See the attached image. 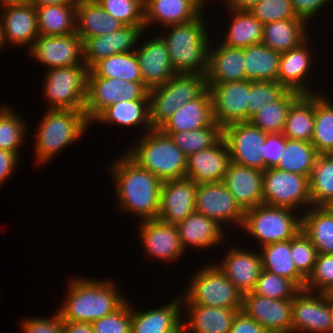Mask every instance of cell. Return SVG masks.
I'll list each match as a JSON object with an SVG mask.
<instances>
[{
  "label": "cell",
  "instance_id": "obj_18",
  "mask_svg": "<svg viewBox=\"0 0 333 333\" xmlns=\"http://www.w3.org/2000/svg\"><path fill=\"white\" fill-rule=\"evenodd\" d=\"M197 184L187 178L162 182L157 219L177 225L195 211Z\"/></svg>",
  "mask_w": 333,
  "mask_h": 333
},
{
  "label": "cell",
  "instance_id": "obj_61",
  "mask_svg": "<svg viewBox=\"0 0 333 333\" xmlns=\"http://www.w3.org/2000/svg\"><path fill=\"white\" fill-rule=\"evenodd\" d=\"M63 333H94L91 323L63 321Z\"/></svg>",
  "mask_w": 333,
  "mask_h": 333
},
{
  "label": "cell",
  "instance_id": "obj_43",
  "mask_svg": "<svg viewBox=\"0 0 333 333\" xmlns=\"http://www.w3.org/2000/svg\"><path fill=\"white\" fill-rule=\"evenodd\" d=\"M318 156L319 153L310 142L285 137V150L276 168L310 177Z\"/></svg>",
  "mask_w": 333,
  "mask_h": 333
},
{
  "label": "cell",
  "instance_id": "obj_49",
  "mask_svg": "<svg viewBox=\"0 0 333 333\" xmlns=\"http://www.w3.org/2000/svg\"><path fill=\"white\" fill-rule=\"evenodd\" d=\"M101 7L123 25L145 30L144 0H97Z\"/></svg>",
  "mask_w": 333,
  "mask_h": 333
},
{
  "label": "cell",
  "instance_id": "obj_40",
  "mask_svg": "<svg viewBox=\"0 0 333 333\" xmlns=\"http://www.w3.org/2000/svg\"><path fill=\"white\" fill-rule=\"evenodd\" d=\"M232 12L230 25L227 27L225 46L245 48L262 43L263 24L249 10H229Z\"/></svg>",
  "mask_w": 333,
  "mask_h": 333
},
{
  "label": "cell",
  "instance_id": "obj_50",
  "mask_svg": "<svg viewBox=\"0 0 333 333\" xmlns=\"http://www.w3.org/2000/svg\"><path fill=\"white\" fill-rule=\"evenodd\" d=\"M286 91L278 81H249L248 122L262 108L277 101Z\"/></svg>",
  "mask_w": 333,
  "mask_h": 333
},
{
  "label": "cell",
  "instance_id": "obj_36",
  "mask_svg": "<svg viewBox=\"0 0 333 333\" xmlns=\"http://www.w3.org/2000/svg\"><path fill=\"white\" fill-rule=\"evenodd\" d=\"M301 214V231L318 254H333V214L325 206H311Z\"/></svg>",
  "mask_w": 333,
  "mask_h": 333
},
{
  "label": "cell",
  "instance_id": "obj_15",
  "mask_svg": "<svg viewBox=\"0 0 333 333\" xmlns=\"http://www.w3.org/2000/svg\"><path fill=\"white\" fill-rule=\"evenodd\" d=\"M195 211L212 218L222 226L224 223L237 224L241 229L244 222L245 211L223 182L197 184Z\"/></svg>",
  "mask_w": 333,
  "mask_h": 333
},
{
  "label": "cell",
  "instance_id": "obj_59",
  "mask_svg": "<svg viewBox=\"0 0 333 333\" xmlns=\"http://www.w3.org/2000/svg\"><path fill=\"white\" fill-rule=\"evenodd\" d=\"M291 3L297 17L309 22L329 2L327 0H291Z\"/></svg>",
  "mask_w": 333,
  "mask_h": 333
},
{
  "label": "cell",
  "instance_id": "obj_31",
  "mask_svg": "<svg viewBox=\"0 0 333 333\" xmlns=\"http://www.w3.org/2000/svg\"><path fill=\"white\" fill-rule=\"evenodd\" d=\"M175 226L184 251L188 246L209 249L224 240L222 225L196 211Z\"/></svg>",
  "mask_w": 333,
  "mask_h": 333
},
{
  "label": "cell",
  "instance_id": "obj_17",
  "mask_svg": "<svg viewBox=\"0 0 333 333\" xmlns=\"http://www.w3.org/2000/svg\"><path fill=\"white\" fill-rule=\"evenodd\" d=\"M293 299H271L249 292L243 295L242 311L270 333H291Z\"/></svg>",
  "mask_w": 333,
  "mask_h": 333
},
{
  "label": "cell",
  "instance_id": "obj_6",
  "mask_svg": "<svg viewBox=\"0 0 333 333\" xmlns=\"http://www.w3.org/2000/svg\"><path fill=\"white\" fill-rule=\"evenodd\" d=\"M207 89L206 75L176 74L165 84L148 90L150 123L158 129L173 113Z\"/></svg>",
  "mask_w": 333,
  "mask_h": 333
},
{
  "label": "cell",
  "instance_id": "obj_53",
  "mask_svg": "<svg viewBox=\"0 0 333 333\" xmlns=\"http://www.w3.org/2000/svg\"><path fill=\"white\" fill-rule=\"evenodd\" d=\"M304 290L312 293H330L333 290V254H317Z\"/></svg>",
  "mask_w": 333,
  "mask_h": 333
},
{
  "label": "cell",
  "instance_id": "obj_33",
  "mask_svg": "<svg viewBox=\"0 0 333 333\" xmlns=\"http://www.w3.org/2000/svg\"><path fill=\"white\" fill-rule=\"evenodd\" d=\"M124 26L108 14L97 1L76 4V34L83 43L92 37L112 33Z\"/></svg>",
  "mask_w": 333,
  "mask_h": 333
},
{
  "label": "cell",
  "instance_id": "obj_7",
  "mask_svg": "<svg viewBox=\"0 0 333 333\" xmlns=\"http://www.w3.org/2000/svg\"><path fill=\"white\" fill-rule=\"evenodd\" d=\"M188 286L186 294H182V303L242 309L243 294L215 263L202 266L193 274Z\"/></svg>",
  "mask_w": 333,
  "mask_h": 333
},
{
  "label": "cell",
  "instance_id": "obj_52",
  "mask_svg": "<svg viewBox=\"0 0 333 333\" xmlns=\"http://www.w3.org/2000/svg\"><path fill=\"white\" fill-rule=\"evenodd\" d=\"M291 258L297 271L307 279L312 273L317 258V250L310 239L299 231L290 240Z\"/></svg>",
  "mask_w": 333,
  "mask_h": 333
},
{
  "label": "cell",
  "instance_id": "obj_68",
  "mask_svg": "<svg viewBox=\"0 0 333 333\" xmlns=\"http://www.w3.org/2000/svg\"><path fill=\"white\" fill-rule=\"evenodd\" d=\"M74 3H79V2H89V1H97V0H73Z\"/></svg>",
  "mask_w": 333,
  "mask_h": 333
},
{
  "label": "cell",
  "instance_id": "obj_55",
  "mask_svg": "<svg viewBox=\"0 0 333 333\" xmlns=\"http://www.w3.org/2000/svg\"><path fill=\"white\" fill-rule=\"evenodd\" d=\"M94 333H131V305L128 300L112 314L91 323Z\"/></svg>",
  "mask_w": 333,
  "mask_h": 333
},
{
  "label": "cell",
  "instance_id": "obj_10",
  "mask_svg": "<svg viewBox=\"0 0 333 333\" xmlns=\"http://www.w3.org/2000/svg\"><path fill=\"white\" fill-rule=\"evenodd\" d=\"M263 204L292 210L312 206L309 177L269 168L263 171Z\"/></svg>",
  "mask_w": 333,
  "mask_h": 333
},
{
  "label": "cell",
  "instance_id": "obj_24",
  "mask_svg": "<svg viewBox=\"0 0 333 333\" xmlns=\"http://www.w3.org/2000/svg\"><path fill=\"white\" fill-rule=\"evenodd\" d=\"M203 0H144L145 31L152 24L168 27L196 19L204 12Z\"/></svg>",
  "mask_w": 333,
  "mask_h": 333
},
{
  "label": "cell",
  "instance_id": "obj_67",
  "mask_svg": "<svg viewBox=\"0 0 333 333\" xmlns=\"http://www.w3.org/2000/svg\"><path fill=\"white\" fill-rule=\"evenodd\" d=\"M333 214V200L325 206Z\"/></svg>",
  "mask_w": 333,
  "mask_h": 333
},
{
  "label": "cell",
  "instance_id": "obj_48",
  "mask_svg": "<svg viewBox=\"0 0 333 333\" xmlns=\"http://www.w3.org/2000/svg\"><path fill=\"white\" fill-rule=\"evenodd\" d=\"M14 112L7 105L0 108V149L19 155L20 146L25 142L27 124Z\"/></svg>",
  "mask_w": 333,
  "mask_h": 333
},
{
  "label": "cell",
  "instance_id": "obj_65",
  "mask_svg": "<svg viewBox=\"0 0 333 333\" xmlns=\"http://www.w3.org/2000/svg\"><path fill=\"white\" fill-rule=\"evenodd\" d=\"M327 298H328L329 303H330V311H331V316H332V325H331V328H330V333H333V294L327 293Z\"/></svg>",
  "mask_w": 333,
  "mask_h": 333
},
{
  "label": "cell",
  "instance_id": "obj_26",
  "mask_svg": "<svg viewBox=\"0 0 333 333\" xmlns=\"http://www.w3.org/2000/svg\"><path fill=\"white\" fill-rule=\"evenodd\" d=\"M182 299L160 308L135 311L131 305V333H182Z\"/></svg>",
  "mask_w": 333,
  "mask_h": 333
},
{
  "label": "cell",
  "instance_id": "obj_1",
  "mask_svg": "<svg viewBox=\"0 0 333 333\" xmlns=\"http://www.w3.org/2000/svg\"><path fill=\"white\" fill-rule=\"evenodd\" d=\"M110 164L120 210L137 215L140 221L158 217L162 181L140 167L125 153Z\"/></svg>",
  "mask_w": 333,
  "mask_h": 333
},
{
  "label": "cell",
  "instance_id": "obj_57",
  "mask_svg": "<svg viewBox=\"0 0 333 333\" xmlns=\"http://www.w3.org/2000/svg\"><path fill=\"white\" fill-rule=\"evenodd\" d=\"M284 150L285 136L282 133L267 134L263 154L264 170L276 168Z\"/></svg>",
  "mask_w": 333,
  "mask_h": 333
},
{
  "label": "cell",
  "instance_id": "obj_32",
  "mask_svg": "<svg viewBox=\"0 0 333 333\" xmlns=\"http://www.w3.org/2000/svg\"><path fill=\"white\" fill-rule=\"evenodd\" d=\"M209 50L207 84L245 80L244 48L219 46Z\"/></svg>",
  "mask_w": 333,
  "mask_h": 333
},
{
  "label": "cell",
  "instance_id": "obj_22",
  "mask_svg": "<svg viewBox=\"0 0 333 333\" xmlns=\"http://www.w3.org/2000/svg\"><path fill=\"white\" fill-rule=\"evenodd\" d=\"M262 176V170L230 161L222 182L246 211L263 204Z\"/></svg>",
  "mask_w": 333,
  "mask_h": 333
},
{
  "label": "cell",
  "instance_id": "obj_47",
  "mask_svg": "<svg viewBox=\"0 0 333 333\" xmlns=\"http://www.w3.org/2000/svg\"><path fill=\"white\" fill-rule=\"evenodd\" d=\"M173 140L188 157L215 145L223 137V129L214 121L210 126L185 132H162Z\"/></svg>",
  "mask_w": 333,
  "mask_h": 333
},
{
  "label": "cell",
  "instance_id": "obj_42",
  "mask_svg": "<svg viewBox=\"0 0 333 333\" xmlns=\"http://www.w3.org/2000/svg\"><path fill=\"white\" fill-rule=\"evenodd\" d=\"M87 76L142 82L140 66L135 51L114 54L99 60L88 70Z\"/></svg>",
  "mask_w": 333,
  "mask_h": 333
},
{
  "label": "cell",
  "instance_id": "obj_27",
  "mask_svg": "<svg viewBox=\"0 0 333 333\" xmlns=\"http://www.w3.org/2000/svg\"><path fill=\"white\" fill-rule=\"evenodd\" d=\"M0 13L6 44L30 49L39 36L35 7L28 3L6 6Z\"/></svg>",
  "mask_w": 333,
  "mask_h": 333
},
{
  "label": "cell",
  "instance_id": "obj_44",
  "mask_svg": "<svg viewBox=\"0 0 333 333\" xmlns=\"http://www.w3.org/2000/svg\"><path fill=\"white\" fill-rule=\"evenodd\" d=\"M320 92L314 94V129L311 144L319 154L333 153V103ZM325 96V97H324Z\"/></svg>",
  "mask_w": 333,
  "mask_h": 333
},
{
  "label": "cell",
  "instance_id": "obj_60",
  "mask_svg": "<svg viewBox=\"0 0 333 333\" xmlns=\"http://www.w3.org/2000/svg\"><path fill=\"white\" fill-rule=\"evenodd\" d=\"M19 160L17 153L0 149V186L13 174Z\"/></svg>",
  "mask_w": 333,
  "mask_h": 333
},
{
  "label": "cell",
  "instance_id": "obj_45",
  "mask_svg": "<svg viewBox=\"0 0 333 333\" xmlns=\"http://www.w3.org/2000/svg\"><path fill=\"white\" fill-rule=\"evenodd\" d=\"M309 184L312 206H326L333 200V153L319 154Z\"/></svg>",
  "mask_w": 333,
  "mask_h": 333
},
{
  "label": "cell",
  "instance_id": "obj_11",
  "mask_svg": "<svg viewBox=\"0 0 333 333\" xmlns=\"http://www.w3.org/2000/svg\"><path fill=\"white\" fill-rule=\"evenodd\" d=\"M148 88L143 82H131L118 78L87 76L86 103L87 120H93L108 106L120 101L149 99Z\"/></svg>",
  "mask_w": 333,
  "mask_h": 333
},
{
  "label": "cell",
  "instance_id": "obj_12",
  "mask_svg": "<svg viewBox=\"0 0 333 333\" xmlns=\"http://www.w3.org/2000/svg\"><path fill=\"white\" fill-rule=\"evenodd\" d=\"M212 98L214 121L223 129L248 122L249 80L207 84Z\"/></svg>",
  "mask_w": 333,
  "mask_h": 333
},
{
  "label": "cell",
  "instance_id": "obj_29",
  "mask_svg": "<svg viewBox=\"0 0 333 333\" xmlns=\"http://www.w3.org/2000/svg\"><path fill=\"white\" fill-rule=\"evenodd\" d=\"M182 306L187 308L186 318L182 315V333H229L234 316L241 310L192 303Z\"/></svg>",
  "mask_w": 333,
  "mask_h": 333
},
{
  "label": "cell",
  "instance_id": "obj_23",
  "mask_svg": "<svg viewBox=\"0 0 333 333\" xmlns=\"http://www.w3.org/2000/svg\"><path fill=\"white\" fill-rule=\"evenodd\" d=\"M229 163V149L222 137L212 147L187 157L186 177L196 184L222 182Z\"/></svg>",
  "mask_w": 333,
  "mask_h": 333
},
{
  "label": "cell",
  "instance_id": "obj_21",
  "mask_svg": "<svg viewBox=\"0 0 333 333\" xmlns=\"http://www.w3.org/2000/svg\"><path fill=\"white\" fill-rule=\"evenodd\" d=\"M143 33L139 26L124 25L112 33L87 39L83 43L86 67L90 69L99 60L114 54L135 51Z\"/></svg>",
  "mask_w": 333,
  "mask_h": 333
},
{
  "label": "cell",
  "instance_id": "obj_3",
  "mask_svg": "<svg viewBox=\"0 0 333 333\" xmlns=\"http://www.w3.org/2000/svg\"><path fill=\"white\" fill-rule=\"evenodd\" d=\"M200 14L196 19L167 27L169 33L159 36L165 43L177 74L206 75L210 39L205 21Z\"/></svg>",
  "mask_w": 333,
  "mask_h": 333
},
{
  "label": "cell",
  "instance_id": "obj_39",
  "mask_svg": "<svg viewBox=\"0 0 333 333\" xmlns=\"http://www.w3.org/2000/svg\"><path fill=\"white\" fill-rule=\"evenodd\" d=\"M263 270L283 276L304 290L306 279L297 271L290 252V240L264 245L260 248Z\"/></svg>",
  "mask_w": 333,
  "mask_h": 333
},
{
  "label": "cell",
  "instance_id": "obj_19",
  "mask_svg": "<svg viewBox=\"0 0 333 333\" xmlns=\"http://www.w3.org/2000/svg\"><path fill=\"white\" fill-rule=\"evenodd\" d=\"M140 242L145 254L153 260L174 262L185 252L175 225L164 223L158 219L140 221Z\"/></svg>",
  "mask_w": 333,
  "mask_h": 333
},
{
  "label": "cell",
  "instance_id": "obj_56",
  "mask_svg": "<svg viewBox=\"0 0 333 333\" xmlns=\"http://www.w3.org/2000/svg\"><path fill=\"white\" fill-rule=\"evenodd\" d=\"M50 318L33 317L24 319L20 324L23 333H63V321L56 311Z\"/></svg>",
  "mask_w": 333,
  "mask_h": 333
},
{
  "label": "cell",
  "instance_id": "obj_34",
  "mask_svg": "<svg viewBox=\"0 0 333 333\" xmlns=\"http://www.w3.org/2000/svg\"><path fill=\"white\" fill-rule=\"evenodd\" d=\"M308 22L302 18L286 19L264 24L262 43L283 53L299 46L308 37Z\"/></svg>",
  "mask_w": 333,
  "mask_h": 333
},
{
  "label": "cell",
  "instance_id": "obj_54",
  "mask_svg": "<svg viewBox=\"0 0 333 333\" xmlns=\"http://www.w3.org/2000/svg\"><path fill=\"white\" fill-rule=\"evenodd\" d=\"M249 11L264 25L286 19L299 18L291 0H260Z\"/></svg>",
  "mask_w": 333,
  "mask_h": 333
},
{
  "label": "cell",
  "instance_id": "obj_20",
  "mask_svg": "<svg viewBox=\"0 0 333 333\" xmlns=\"http://www.w3.org/2000/svg\"><path fill=\"white\" fill-rule=\"evenodd\" d=\"M141 45L135 52L142 82L148 89L165 84L177 74L166 45L159 36L152 37Z\"/></svg>",
  "mask_w": 333,
  "mask_h": 333
},
{
  "label": "cell",
  "instance_id": "obj_16",
  "mask_svg": "<svg viewBox=\"0 0 333 333\" xmlns=\"http://www.w3.org/2000/svg\"><path fill=\"white\" fill-rule=\"evenodd\" d=\"M331 325L332 316L327 293L300 290L294 296L291 333H330Z\"/></svg>",
  "mask_w": 333,
  "mask_h": 333
},
{
  "label": "cell",
  "instance_id": "obj_62",
  "mask_svg": "<svg viewBox=\"0 0 333 333\" xmlns=\"http://www.w3.org/2000/svg\"><path fill=\"white\" fill-rule=\"evenodd\" d=\"M223 3L227 4V9L229 10H249L260 0H222ZM229 5V6H228Z\"/></svg>",
  "mask_w": 333,
  "mask_h": 333
},
{
  "label": "cell",
  "instance_id": "obj_51",
  "mask_svg": "<svg viewBox=\"0 0 333 333\" xmlns=\"http://www.w3.org/2000/svg\"><path fill=\"white\" fill-rule=\"evenodd\" d=\"M300 289L289 279L262 270L253 293L271 299H293Z\"/></svg>",
  "mask_w": 333,
  "mask_h": 333
},
{
  "label": "cell",
  "instance_id": "obj_41",
  "mask_svg": "<svg viewBox=\"0 0 333 333\" xmlns=\"http://www.w3.org/2000/svg\"><path fill=\"white\" fill-rule=\"evenodd\" d=\"M39 34L67 35L76 32V5L35 7Z\"/></svg>",
  "mask_w": 333,
  "mask_h": 333
},
{
  "label": "cell",
  "instance_id": "obj_25",
  "mask_svg": "<svg viewBox=\"0 0 333 333\" xmlns=\"http://www.w3.org/2000/svg\"><path fill=\"white\" fill-rule=\"evenodd\" d=\"M231 247L221 264H216L233 285L244 295L252 292L263 270L260 253Z\"/></svg>",
  "mask_w": 333,
  "mask_h": 333
},
{
  "label": "cell",
  "instance_id": "obj_63",
  "mask_svg": "<svg viewBox=\"0 0 333 333\" xmlns=\"http://www.w3.org/2000/svg\"><path fill=\"white\" fill-rule=\"evenodd\" d=\"M27 3L34 7L46 5H76L73 0H28Z\"/></svg>",
  "mask_w": 333,
  "mask_h": 333
},
{
  "label": "cell",
  "instance_id": "obj_28",
  "mask_svg": "<svg viewBox=\"0 0 333 333\" xmlns=\"http://www.w3.org/2000/svg\"><path fill=\"white\" fill-rule=\"evenodd\" d=\"M309 38L299 46L281 53L277 81L286 89L300 94H316L305 81L312 64V53L307 49ZM312 57V58H311Z\"/></svg>",
  "mask_w": 333,
  "mask_h": 333
},
{
  "label": "cell",
  "instance_id": "obj_30",
  "mask_svg": "<svg viewBox=\"0 0 333 333\" xmlns=\"http://www.w3.org/2000/svg\"><path fill=\"white\" fill-rule=\"evenodd\" d=\"M213 122L212 98L207 88L199 97L181 106L158 129L185 132L208 127Z\"/></svg>",
  "mask_w": 333,
  "mask_h": 333
},
{
  "label": "cell",
  "instance_id": "obj_37",
  "mask_svg": "<svg viewBox=\"0 0 333 333\" xmlns=\"http://www.w3.org/2000/svg\"><path fill=\"white\" fill-rule=\"evenodd\" d=\"M281 53L263 43L244 48L245 79L249 81H277Z\"/></svg>",
  "mask_w": 333,
  "mask_h": 333
},
{
  "label": "cell",
  "instance_id": "obj_13",
  "mask_svg": "<svg viewBox=\"0 0 333 333\" xmlns=\"http://www.w3.org/2000/svg\"><path fill=\"white\" fill-rule=\"evenodd\" d=\"M29 56L48 69L85 65L83 41L76 32L67 35H42L35 39Z\"/></svg>",
  "mask_w": 333,
  "mask_h": 333
},
{
  "label": "cell",
  "instance_id": "obj_8",
  "mask_svg": "<svg viewBox=\"0 0 333 333\" xmlns=\"http://www.w3.org/2000/svg\"><path fill=\"white\" fill-rule=\"evenodd\" d=\"M295 210L260 204L245 211L243 232L262 246L291 240L301 230V215Z\"/></svg>",
  "mask_w": 333,
  "mask_h": 333
},
{
  "label": "cell",
  "instance_id": "obj_9",
  "mask_svg": "<svg viewBox=\"0 0 333 333\" xmlns=\"http://www.w3.org/2000/svg\"><path fill=\"white\" fill-rule=\"evenodd\" d=\"M88 70L86 65H75L46 71L42 90L48 109L84 110Z\"/></svg>",
  "mask_w": 333,
  "mask_h": 333
},
{
  "label": "cell",
  "instance_id": "obj_58",
  "mask_svg": "<svg viewBox=\"0 0 333 333\" xmlns=\"http://www.w3.org/2000/svg\"><path fill=\"white\" fill-rule=\"evenodd\" d=\"M229 333H270L262 325L247 316L242 310L238 311L232 321Z\"/></svg>",
  "mask_w": 333,
  "mask_h": 333
},
{
  "label": "cell",
  "instance_id": "obj_35",
  "mask_svg": "<svg viewBox=\"0 0 333 333\" xmlns=\"http://www.w3.org/2000/svg\"><path fill=\"white\" fill-rule=\"evenodd\" d=\"M117 124L123 127L142 126L151 131L149 99L118 101L104 109L93 122Z\"/></svg>",
  "mask_w": 333,
  "mask_h": 333
},
{
  "label": "cell",
  "instance_id": "obj_46",
  "mask_svg": "<svg viewBox=\"0 0 333 333\" xmlns=\"http://www.w3.org/2000/svg\"><path fill=\"white\" fill-rule=\"evenodd\" d=\"M300 95L287 90L277 101L256 113L249 122L268 134L283 133L289 108Z\"/></svg>",
  "mask_w": 333,
  "mask_h": 333
},
{
  "label": "cell",
  "instance_id": "obj_38",
  "mask_svg": "<svg viewBox=\"0 0 333 333\" xmlns=\"http://www.w3.org/2000/svg\"><path fill=\"white\" fill-rule=\"evenodd\" d=\"M314 94H301L289 108L283 135L311 143L314 129Z\"/></svg>",
  "mask_w": 333,
  "mask_h": 333
},
{
  "label": "cell",
  "instance_id": "obj_64",
  "mask_svg": "<svg viewBox=\"0 0 333 333\" xmlns=\"http://www.w3.org/2000/svg\"><path fill=\"white\" fill-rule=\"evenodd\" d=\"M28 0H0V5L2 8L12 5H21L27 3Z\"/></svg>",
  "mask_w": 333,
  "mask_h": 333
},
{
  "label": "cell",
  "instance_id": "obj_66",
  "mask_svg": "<svg viewBox=\"0 0 333 333\" xmlns=\"http://www.w3.org/2000/svg\"><path fill=\"white\" fill-rule=\"evenodd\" d=\"M5 45H6V42L4 39L3 26H2L1 19H0V49L5 47Z\"/></svg>",
  "mask_w": 333,
  "mask_h": 333
},
{
  "label": "cell",
  "instance_id": "obj_2",
  "mask_svg": "<svg viewBox=\"0 0 333 333\" xmlns=\"http://www.w3.org/2000/svg\"><path fill=\"white\" fill-rule=\"evenodd\" d=\"M73 278L64 304L58 309L62 321L92 323L112 314L128 300L112 280Z\"/></svg>",
  "mask_w": 333,
  "mask_h": 333
},
{
  "label": "cell",
  "instance_id": "obj_4",
  "mask_svg": "<svg viewBox=\"0 0 333 333\" xmlns=\"http://www.w3.org/2000/svg\"><path fill=\"white\" fill-rule=\"evenodd\" d=\"M140 141L127 150V155L162 182L186 177L187 156L170 136L159 129L144 131Z\"/></svg>",
  "mask_w": 333,
  "mask_h": 333
},
{
  "label": "cell",
  "instance_id": "obj_14",
  "mask_svg": "<svg viewBox=\"0 0 333 333\" xmlns=\"http://www.w3.org/2000/svg\"><path fill=\"white\" fill-rule=\"evenodd\" d=\"M267 134L250 122L234 123L223 128L230 161L264 171L263 154Z\"/></svg>",
  "mask_w": 333,
  "mask_h": 333
},
{
  "label": "cell",
  "instance_id": "obj_5",
  "mask_svg": "<svg viewBox=\"0 0 333 333\" xmlns=\"http://www.w3.org/2000/svg\"><path fill=\"white\" fill-rule=\"evenodd\" d=\"M43 116L35 140L37 165L55 158L57 153L82 137L91 125L84 110L47 109Z\"/></svg>",
  "mask_w": 333,
  "mask_h": 333
}]
</instances>
